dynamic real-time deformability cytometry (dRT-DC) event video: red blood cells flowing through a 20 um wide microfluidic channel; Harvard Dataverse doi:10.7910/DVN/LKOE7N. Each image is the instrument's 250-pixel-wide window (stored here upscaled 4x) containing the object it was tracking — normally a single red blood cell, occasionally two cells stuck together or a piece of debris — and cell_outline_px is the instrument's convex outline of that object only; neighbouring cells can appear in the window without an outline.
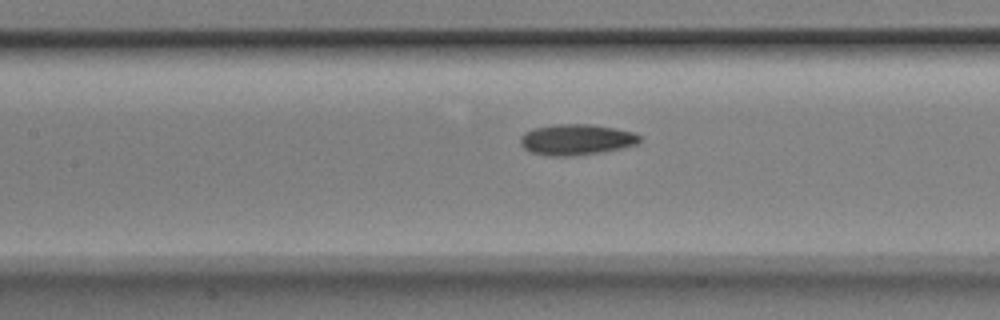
{"species": "Egyptian fruit bat (a non-hibernating species)", "species_latin": "Rousettus aegyptiacus", "temperature_condition": "room temperature", "stored_images_in_passage": 8, "camera_frame_rate_fps": 3000, "um_per_image_px": 0.085, "animal": {"sex": "male"}, "frame": {"image": 1, "passage_image": 8, "time_ms": 2.333, "image_size_px": [1000, 320], "cell_outline_px": [[640, 140], [636, 144], [604, 152], [572, 156], [544, 156], [528, 152], [520, 144], [520, 136], [524, 132], [532, 128], [556, 124], [588, 124], [612, 128], [632, 132], [640, 136]], "centroid_in_image_um": [48.9, 11.88], "position_along_channel_um": 158.5, "area_um2": 21.56}}